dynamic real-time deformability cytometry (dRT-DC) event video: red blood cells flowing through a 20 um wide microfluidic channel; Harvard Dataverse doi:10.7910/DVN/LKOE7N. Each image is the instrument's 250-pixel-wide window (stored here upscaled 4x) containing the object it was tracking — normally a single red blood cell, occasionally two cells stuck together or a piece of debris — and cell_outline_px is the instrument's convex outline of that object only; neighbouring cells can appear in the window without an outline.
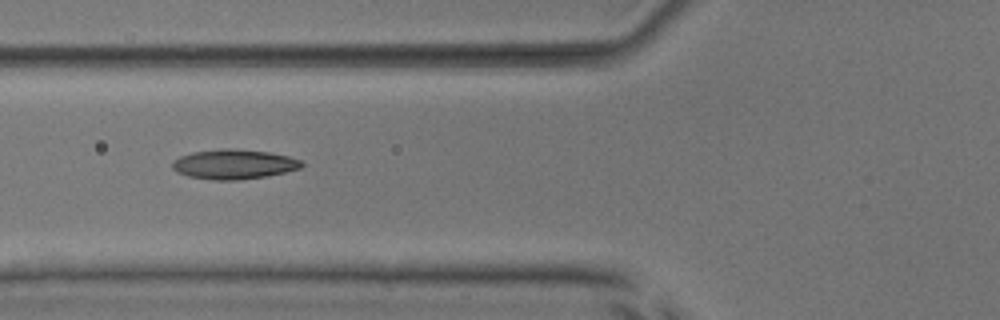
{"species": "common noctule bat (a hibernating species)", "species_latin": "Nyctalus noctula", "temperature_condition": "room temperature", "stored_images_in_passage": 38, "camera_frame_rate_fps": 3000, "um_per_image_px": 0.085, "animal": {"sex": "male", "body_mass_g": 17.9, "forearm_length_mm": 54.2}, "frame": {"image": 1, "passage_image": 6, "time_ms": 1.667, "image_size_px": [1000, 320], "cell_outline_px": [[304, 164], [300, 168], [268, 176], [236, 180], [212, 180], [188, 176], [176, 172], [172, 168], [172, 160], [180, 156], [192, 152], [224, 148], [232, 148], [268, 152], [288, 156], [300, 160]], "centroid_in_image_um": [19.84, 13.96], "position_along_channel_um": 106.0, "area_um2": 22.43}}
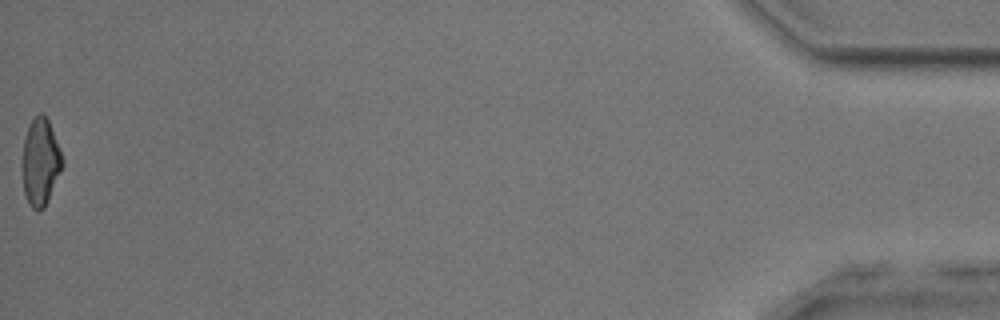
{"frame": {"image": 2, "passage_image": 38, "time_ms": 12.333, "image_size_px": [1000, 320], "cell_outline_px": [[64, 164], [48, 200], [44, 208], [40, 212], [32, 208], [28, 204], [24, 192], [24, 136], [32, 120], [40, 112], [48, 120], [64, 160]], "centroid_in_image_um": [3.46, 13.81], "position_along_channel_um": 431.7, "area_um2": 19.83}, "authors_computed_cell_mechanics": {"area_um2": 20.808, "velocity_mm_per_s": 3.9774, "shape_relaxation_time_tau1_ms": 6.8866, "shape_relaxation_time_tau2_ms": 1.7959, "deformation_change_tau1": 0.1945, "deformation_change_tau2": 0.0913}}